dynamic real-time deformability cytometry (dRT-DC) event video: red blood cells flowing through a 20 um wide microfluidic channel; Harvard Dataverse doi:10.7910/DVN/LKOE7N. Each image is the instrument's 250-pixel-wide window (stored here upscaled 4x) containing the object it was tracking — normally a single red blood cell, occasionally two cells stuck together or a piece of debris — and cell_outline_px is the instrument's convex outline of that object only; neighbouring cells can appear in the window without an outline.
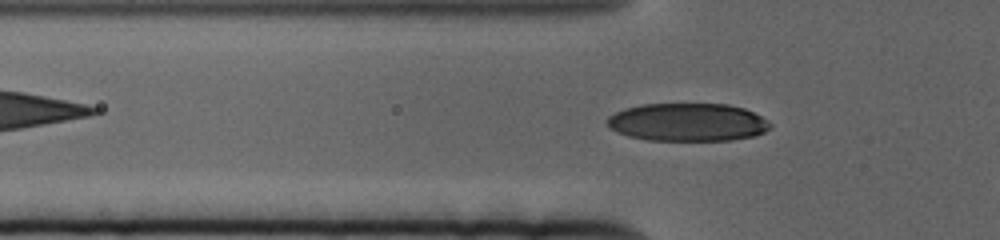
{"species": "human", "species_latin": "Homo sapiens", "temperature_condition": "cold", "stored_images_in_passage": 50, "camera_frame_rate_fps": 3000, "um_per_image_px": 0.085, "donor": {"sex": "female"}, "frame": {"image": 1, "passage_image": 15, "time_ms": 4.667, "image_size_px": [1000, 240], "cell_outline_px": [[772, 124], [764, 132], [756, 136], [732, 140], [648, 140], [628, 136], [616, 132], [608, 128], [604, 120], [608, 116], [624, 108], [640, 104], [728, 104], [744, 108], [768, 120]], "centroid_in_image_um": [58.41, 10.39], "position_along_channel_um": 67.4, "area_um2": 36.41}}
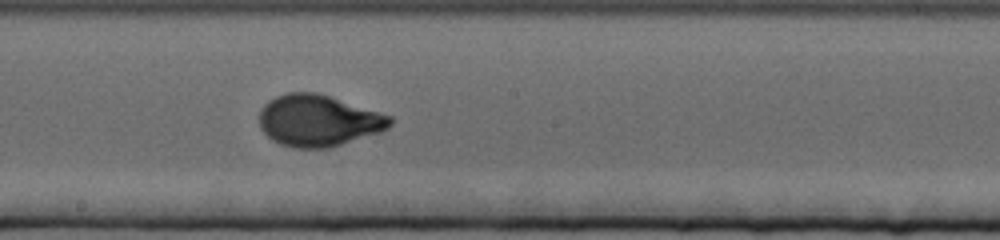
{"frame": {"image": 2, "passage_image": 29, "time_ms": 9.333, "image_size_px": [1000, 240], "cell_outline_px": [[392, 124], [388, 128], [380, 132], [328, 148], [292, 148], [280, 144], [272, 140], [260, 128], [260, 108], [268, 100], [276, 96], [288, 92], [316, 92], [380, 112], [392, 116]], "centroid_in_image_um": [27.04, 10.25], "position_along_channel_um": 221.2, "area_um2": 39.25}}
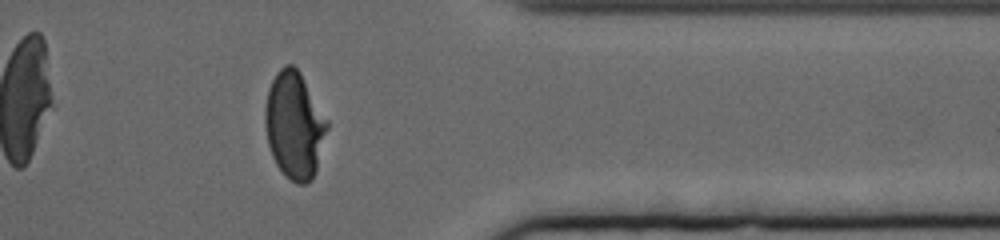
{"frame": {"image": 3, "passage_image": 45, "time_ms": 14.667, "image_size_px": [1000, 240], "cell_outline_px": [[328, 128], [316, 172], [312, 180], [304, 184], [296, 184], [276, 164], [272, 156], [268, 144], [264, 124], [264, 112], [268, 88], [276, 72], [284, 64], [292, 64], [300, 72], [328, 120]], "centroid_in_image_um": [25.02, 10.63], "position_along_channel_um": 386.4, "area_um2": 38.73}, "authors_computed_cell_mechanics": {"area_um2": 37.6856, "velocity_mm_per_s": 3.31, "shape_relaxation_time_tau1_ms": 4.311, "shape_relaxation_time_tau2_ms": null, "deformation_change_tau1": 0.2008, "deformation_change_tau2": null}}